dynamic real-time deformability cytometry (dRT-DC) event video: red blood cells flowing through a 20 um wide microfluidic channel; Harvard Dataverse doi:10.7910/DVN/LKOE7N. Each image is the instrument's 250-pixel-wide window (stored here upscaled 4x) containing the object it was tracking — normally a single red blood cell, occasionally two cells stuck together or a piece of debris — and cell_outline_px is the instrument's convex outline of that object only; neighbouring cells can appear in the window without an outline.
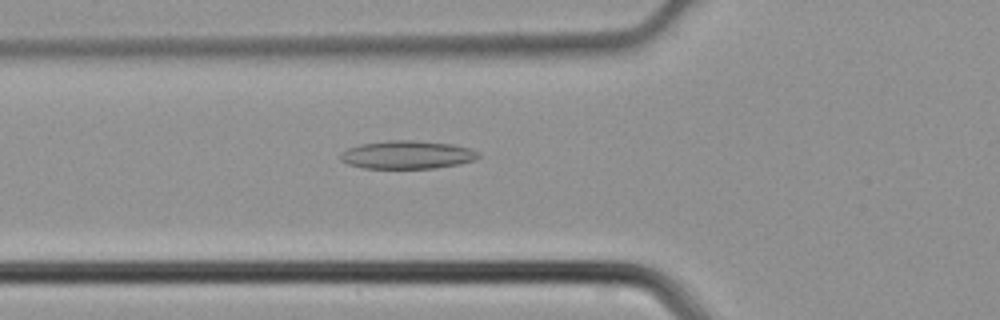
{"species": "common noctule bat (a hibernating species)", "species_latin": "Nyctalus noctula", "temperature_condition": "cold", "stored_images_in_passage": 32, "camera_frame_rate_fps": 3000, "um_per_image_px": 0.085, "animal": {"sex": "male", "body_mass_g": 21.5, "forearm_length_mm": 52.0}, "frame": {"image": 1, "passage_image": 6, "time_ms": 1.667, "image_size_px": [1000, 320], "cell_outline_px": [[480, 156], [472, 160], [460, 164], [436, 168], [364, 168], [348, 164], [340, 160], [340, 152], [348, 148], [360, 144], [388, 140], [416, 140], [452, 144], [472, 148], [480, 152]], "centroid_in_image_um": [34.62, 13.15], "position_along_channel_um": 91.2, "area_um2": 22.83}}
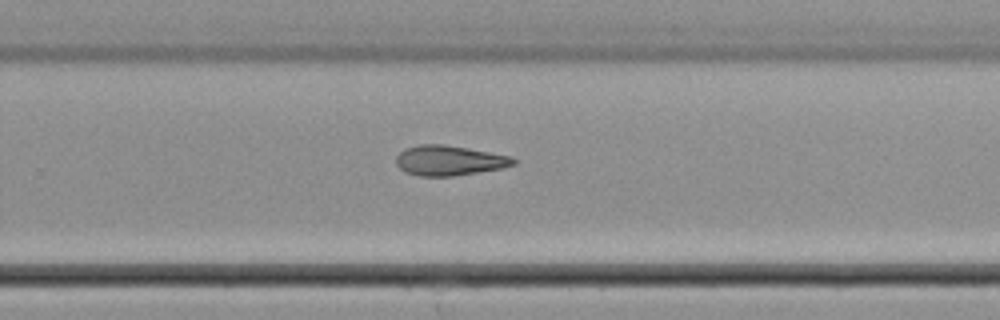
{"frame": {"image": 2, "passage_image": 19, "time_ms": 6.0, "image_size_px": [1000, 320], "cell_outline_px": [[516, 164], [504, 168], [480, 172], [452, 176], [420, 176], [408, 172], [400, 168], [396, 164], [396, 156], [404, 148], [420, 144], [444, 144], [468, 148], [512, 156], [516, 160]], "centroid_in_image_um": [38.21, 13.63], "position_along_channel_um": 291.6, "area_um2": 20.63}}
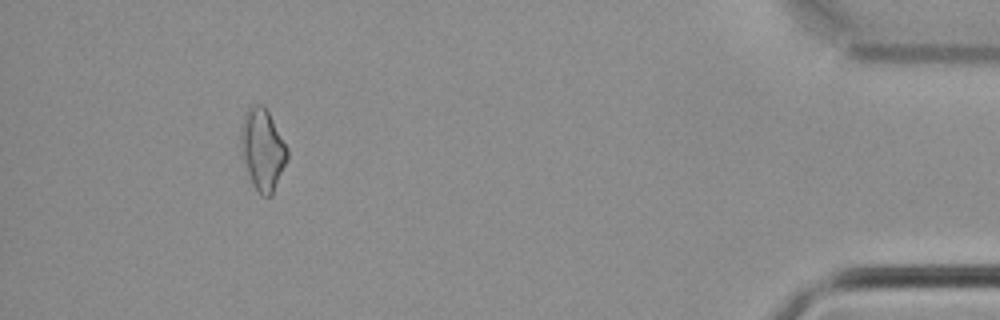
{"frame": {"image": 3, "passage_image": 31, "time_ms": 10.0, "image_size_px": [1000, 320], "cell_outline_px": [[288, 160], [272, 196], [260, 196], [252, 184], [244, 160], [240, 144], [240, 124], [244, 112], [248, 108], [256, 104], [264, 104], [288, 148]], "centroid_in_image_um": [22.32, 12.7], "position_along_channel_um": 412.9, "area_um2": 22.31}}